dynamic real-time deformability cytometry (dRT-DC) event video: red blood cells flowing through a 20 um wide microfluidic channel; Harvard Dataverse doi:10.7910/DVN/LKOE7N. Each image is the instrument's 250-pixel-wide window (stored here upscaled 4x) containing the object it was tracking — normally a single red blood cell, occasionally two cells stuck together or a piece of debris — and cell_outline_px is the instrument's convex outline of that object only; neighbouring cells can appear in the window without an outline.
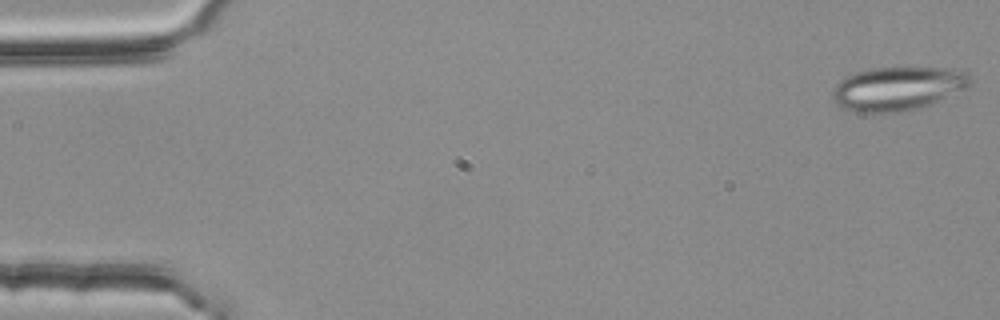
{"species": "common noctule bat (a hibernating species)", "species_latin": "Nyctalus noctula", "temperature_condition": "room temperature", "stored_images_in_passage": 54, "camera_frame_rate_fps": 3000, "um_per_image_px": 0.085, "animal": {"sex": "female", "body_mass_g": 25.1}, "frame": {"image": 1, "passage_image": 1, "time_ms": 0.0, "image_size_px": [1000, 320], "cell_outline_px": [[972, 84], [964, 88], [928, 104], [896, 112], [852, 112], [840, 108], [832, 100], [832, 92], [836, 84], [840, 80], [856, 72], [872, 68], [964, 68], [968, 72]], "centroid_in_image_um": [76.26, 7.51], "position_along_channel_um": 8.7, "area_um2": 34.8}}
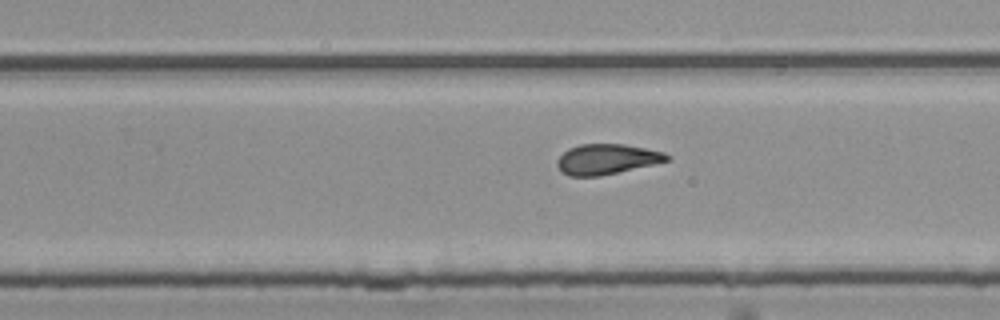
{"frame": {"image": 2, "passage_image": 34, "time_ms": 11.0, "image_size_px": [1000, 320], "cell_outline_px": [[672, 160], [600, 176], [568, 176], [560, 172], [556, 164], [556, 160], [568, 148], [580, 144], [624, 144], [664, 152], [672, 156]], "centroid_in_image_um": [51.57, 13.53], "position_along_channel_um": 278.2, "area_um2": 19.54}}
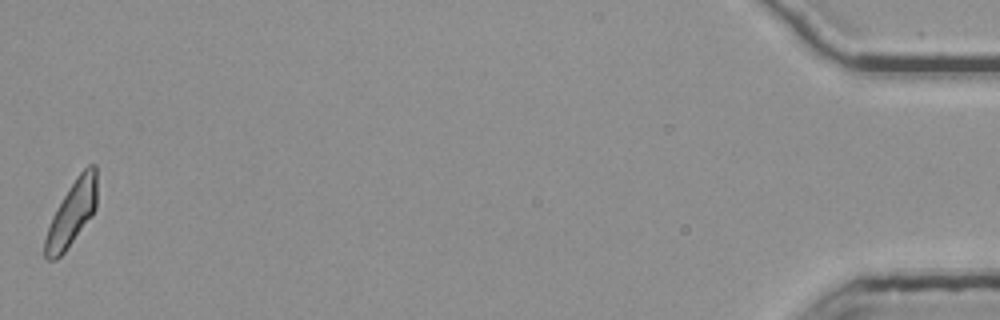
{"frame": {"image": 3, "passage_image": 54, "time_ms": 17.667, "image_size_px": [1000, 320], "cell_outline_px": [[96, 208], [92, 216], [64, 252], [56, 260], [48, 260], [44, 256], [44, 240], [52, 216], [68, 188], [76, 176], [88, 164], [96, 164]], "centroid_in_image_um": [6.1, 18.13], "position_along_channel_um": 429.1, "area_um2": 19.48}, "authors_computed_cell_mechanics": {"area_um2": 20.2589, "velocity_mm_per_s": 3.7681, "shape_relaxation_time_tau1_ms": null, "shape_relaxation_time_tau2_ms": 2.7464, "deformation_change_tau1": null, "deformation_change_tau2": 0.1147}}